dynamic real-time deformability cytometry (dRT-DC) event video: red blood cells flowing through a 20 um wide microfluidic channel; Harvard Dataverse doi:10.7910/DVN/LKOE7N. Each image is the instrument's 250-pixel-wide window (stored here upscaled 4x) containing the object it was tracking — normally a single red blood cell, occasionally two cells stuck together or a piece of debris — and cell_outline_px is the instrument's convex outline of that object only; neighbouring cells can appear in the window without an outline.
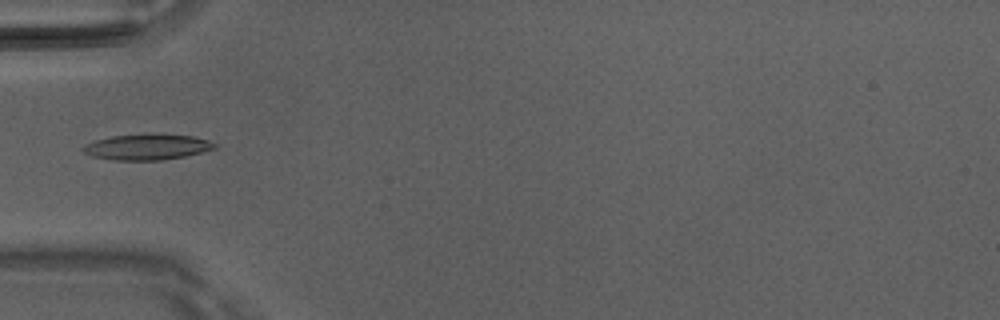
{"species": "Egyptian fruit bat (a non-hibernating species)", "species_latin": "Rousettus aegyptiacus", "temperature_condition": "room temperature", "stored_images_in_passage": 34, "camera_frame_rate_fps": 3000, "um_per_image_px": 0.085, "animal": {"sex": "male"}, "frame": {"image": 1, "passage_image": 1, "time_ms": 0.0, "image_size_px": [1000, 320], "cell_outline_px": [[216, 148], [184, 156], [160, 160], [112, 160], [92, 156], [84, 152], [80, 148], [84, 144], [96, 140], [112, 136], [152, 132], [192, 136], [208, 140], [216, 144]], "centroid_in_image_um": [12.47, 12.47], "position_along_channel_um": 72.5, "area_um2": 20.0}}
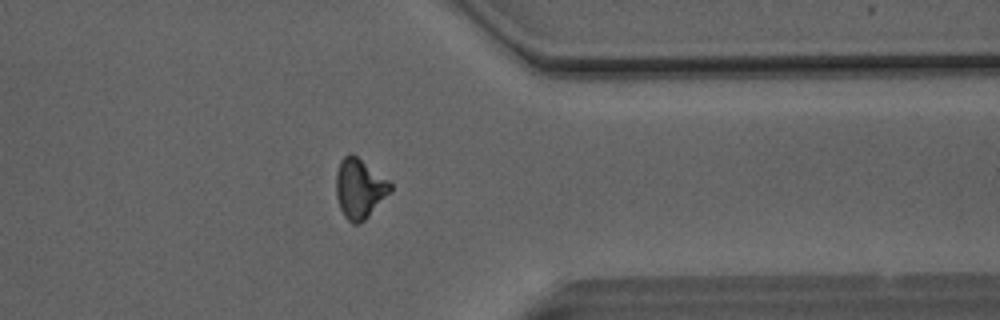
{"frame": {"image": 2, "passage_image": 24, "time_ms": 7.667, "image_size_px": [1000, 320], "cell_outline_px": [[392, 192], [360, 224], [352, 224], [344, 216], [340, 208], [336, 196], [336, 172], [340, 160], [348, 152], [352, 152], [388, 180], [392, 184]], "centroid_in_image_um": [30.55, 16.01], "position_along_channel_um": 380.8, "area_um2": 19.07}}
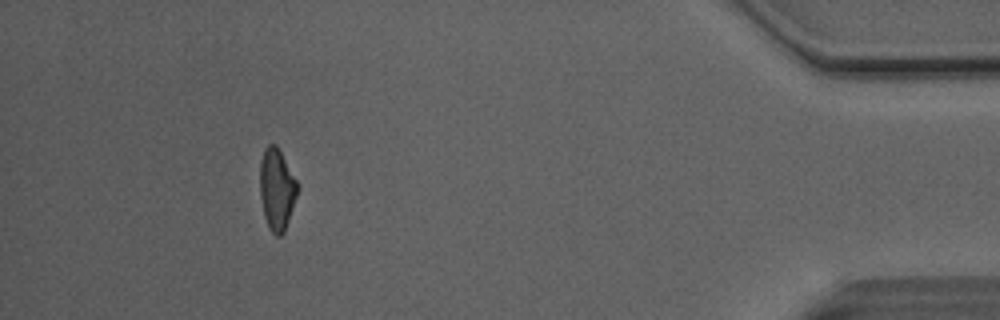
{"frame": {"image": 3, "passage_image": 30, "time_ms": 9.667, "image_size_px": [1000, 320], "cell_outline_px": [[300, 188], [284, 232], [280, 236], [276, 236], [268, 228], [264, 216], [260, 196], [260, 160], [264, 148], [268, 144], [276, 144], [300, 184]], "centroid_in_image_um": [23.54, 16.07], "position_along_channel_um": 411.7, "area_um2": 18.21}, "authors_computed_cell_mechanics": {"area_um2": 18.1492, "velocity_mm_per_s": 4.1287, "shape_relaxation_time_tau1_ms": 5.0972, "shape_relaxation_time_tau2_ms": 2.6595, "deformation_change_tau1": 0.17, "deformation_change_tau2": 0.1042}}